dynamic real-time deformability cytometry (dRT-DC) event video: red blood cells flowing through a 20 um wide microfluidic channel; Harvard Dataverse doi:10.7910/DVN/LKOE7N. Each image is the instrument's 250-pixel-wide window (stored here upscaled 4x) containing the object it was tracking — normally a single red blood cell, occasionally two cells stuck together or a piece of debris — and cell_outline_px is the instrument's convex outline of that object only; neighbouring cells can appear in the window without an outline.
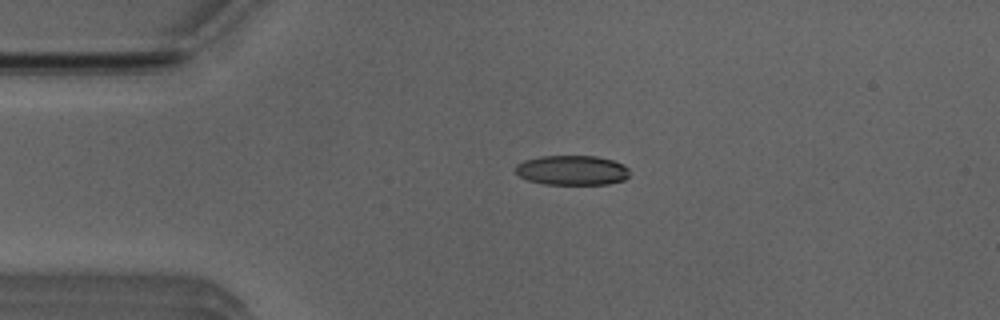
{"species": "Egyptian fruit bat (a non-hibernating species)", "species_latin": "Rousettus aegyptiacus", "temperature_condition": "room temperature", "stored_images_in_passage": 43, "camera_frame_rate_fps": 3000, "um_per_image_px": 0.085, "animal": {"sex": "male"}, "frame": {"image": 1, "passage_image": 2, "time_ms": 0.333, "image_size_px": [1000, 320], "cell_outline_px": [[628, 176], [624, 180], [608, 184], [544, 184], [528, 180], [520, 176], [512, 168], [516, 164], [524, 160], [540, 156], [596, 156], [612, 160], [624, 164], [628, 168]], "centroid_in_image_um": [48.6, 14.47], "position_along_channel_um": 36.4, "area_um2": 19.88}}
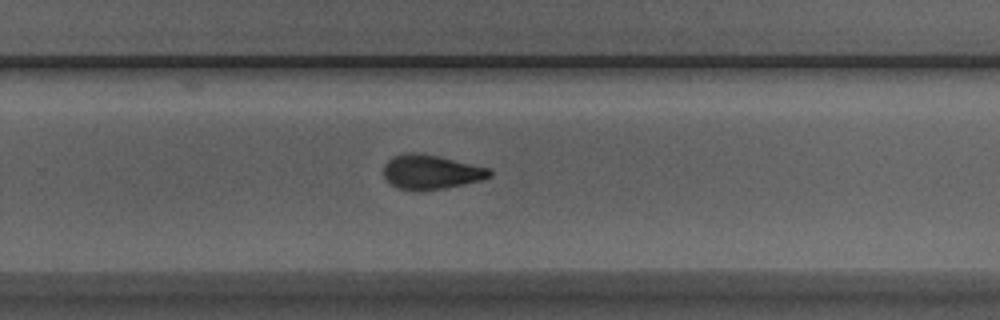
{"frame": {"image": 2, "passage_image": 24, "time_ms": 7.667, "image_size_px": [1000, 320], "cell_outline_px": [[492, 176], [484, 180], [444, 188], [396, 188], [384, 176], [384, 164], [392, 156], [408, 152], [416, 152], [440, 156], [488, 168], [492, 172]], "centroid_in_image_um": [36.66, 14.58], "position_along_channel_um": 293.1, "area_um2": 20.81}}
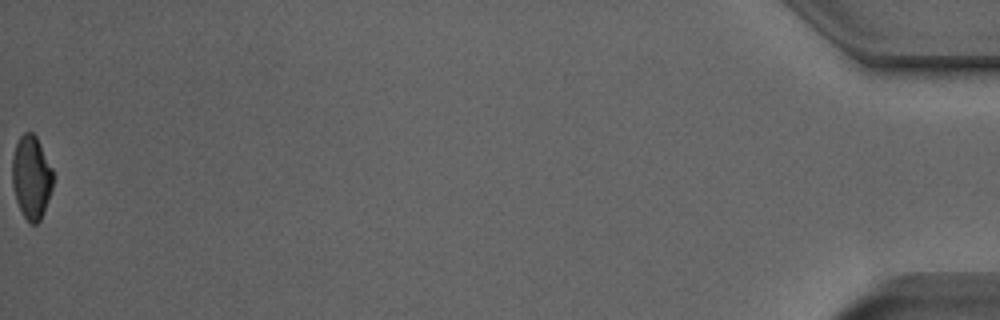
{"frame": {"image": 3, "passage_image": 43, "time_ms": 14.0, "image_size_px": [1000, 320], "cell_outline_px": [[52, 188], [44, 212], [40, 220], [36, 224], [28, 224], [16, 200], [12, 184], [12, 156], [16, 144], [20, 136], [24, 132], [32, 132], [36, 136], [52, 168]], "centroid_in_image_um": [2.65, 15.07], "position_along_channel_um": 432.5, "area_um2": 19.77}, "authors_computed_cell_mechanics": {"area_um2": 21.0392, "velocity_mm_per_s": 3.926, "shape_relaxation_time_tau1_ms": 4.3451, "shape_relaxation_time_tau2_ms": 1.9967, "deformation_change_tau1": 0.1326, "deformation_change_tau2": 0.09}}